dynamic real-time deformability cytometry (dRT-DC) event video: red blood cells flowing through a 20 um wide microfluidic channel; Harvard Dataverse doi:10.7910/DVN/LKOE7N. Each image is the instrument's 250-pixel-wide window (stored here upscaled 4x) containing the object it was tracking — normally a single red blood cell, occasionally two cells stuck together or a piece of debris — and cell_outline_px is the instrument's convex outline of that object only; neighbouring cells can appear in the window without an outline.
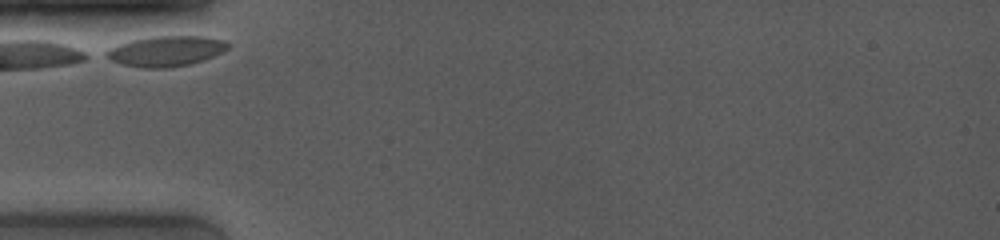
{"species": "common noctule bat (a hibernating species)", "species_latin": "Nyctalus noctula", "temperature_condition": "room temperature", "stored_images_in_passage": 34, "camera_frame_rate_fps": 4000, "um_per_image_px": 0.085, "animal": {"sex": "female", "body_mass_g": 19.0, "forearm_length_mm": 53.3}, "frame": {"image": 1, "passage_image": 1, "time_ms": 0.0, "image_size_px": [1000, 240], "cell_outline_px": [[228, 48], [204, 60], [188, 64], [164, 68], [140, 68], [124, 64], [112, 60], [104, 56], [100, 52], [108, 48], [132, 40], [148, 36], [204, 36], [224, 40], [228, 44]], "centroid_in_image_um": [14.03, 4.33], "position_along_channel_um": 71.0, "area_um2": 21.5}}